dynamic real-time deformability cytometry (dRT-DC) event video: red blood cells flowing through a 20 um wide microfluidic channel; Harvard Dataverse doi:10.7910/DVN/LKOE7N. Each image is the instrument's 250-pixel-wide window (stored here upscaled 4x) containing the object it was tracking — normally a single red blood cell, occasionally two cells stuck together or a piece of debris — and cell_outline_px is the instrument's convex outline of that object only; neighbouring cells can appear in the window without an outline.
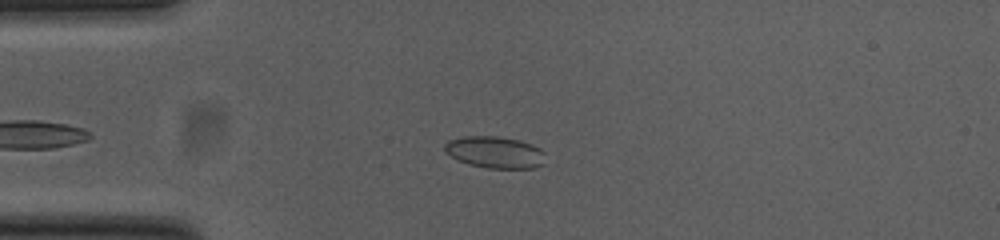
{"species": "common noctule bat (a hibernating species)", "species_latin": "Nyctalus noctula", "temperature_condition": "cold", "stored_images_in_passage": 46, "camera_frame_rate_fps": 3000, "um_per_image_px": 0.085, "animal": {"sex": "female", "body_mass_g": 23.0, "forearm_length_mm": 53.4}, "frame": {"image": 1, "passage_image": 9, "time_ms": 2.667, "image_size_px": [1000, 240], "cell_outline_px": [[544, 164], [536, 168], [488, 168], [468, 164], [444, 152], [444, 144], [448, 140], [464, 136], [496, 136], [520, 140], [532, 144], [540, 148], [544, 152]], "centroid_in_image_um": [42.08, 12.94], "position_along_channel_um": 42.9, "area_um2": 18.73}}
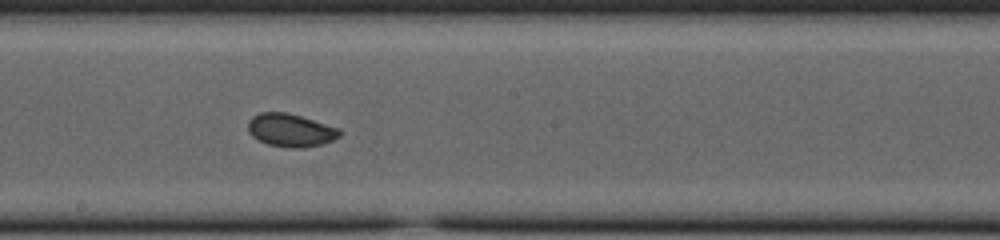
{"frame": {"image": 2, "passage_image": 25, "time_ms": 8.0, "image_size_px": [1000, 240], "cell_outline_px": [[340, 136], [332, 140], [320, 144], [304, 148], [288, 148], [268, 144], [252, 136], [248, 132], [248, 120], [252, 116], [260, 112], [288, 112], [336, 128], [340, 132]], "centroid_in_image_um": [24.63, 11.07], "position_along_channel_um": 223.6, "area_um2": 17.4}}
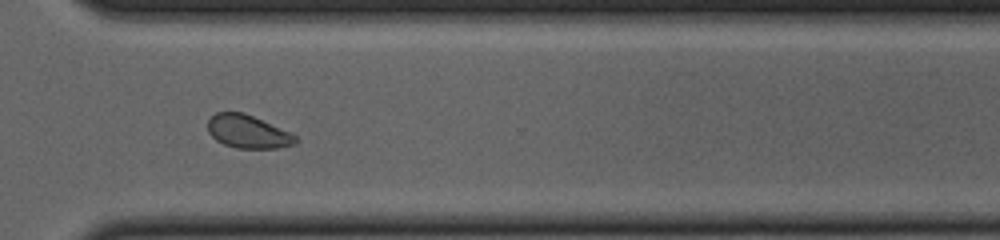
{"frame": {"image": 3, "passage_image": 35, "time_ms": 11.333, "image_size_px": [1000, 240], "cell_outline_px": [[300, 140], [296, 144], [276, 148], [236, 148], [224, 144], [216, 140], [208, 132], [208, 120], [216, 112], [244, 112], [288, 132], [296, 136]], "centroid_in_image_um": [21.06, 11.19], "position_along_channel_um": 349.5, "area_um2": 16.82}, "authors_computed_cell_mechanics": {"area_um2": 17.8602, "velocity_mm_per_s": 3.7779, "shape_relaxation_time_tau1_ms": 3.5406, "shape_relaxation_time_tau2_ms": 1.6421, "deformation_change_tau1": 0.0842, "deformation_change_tau2": 0.047}}